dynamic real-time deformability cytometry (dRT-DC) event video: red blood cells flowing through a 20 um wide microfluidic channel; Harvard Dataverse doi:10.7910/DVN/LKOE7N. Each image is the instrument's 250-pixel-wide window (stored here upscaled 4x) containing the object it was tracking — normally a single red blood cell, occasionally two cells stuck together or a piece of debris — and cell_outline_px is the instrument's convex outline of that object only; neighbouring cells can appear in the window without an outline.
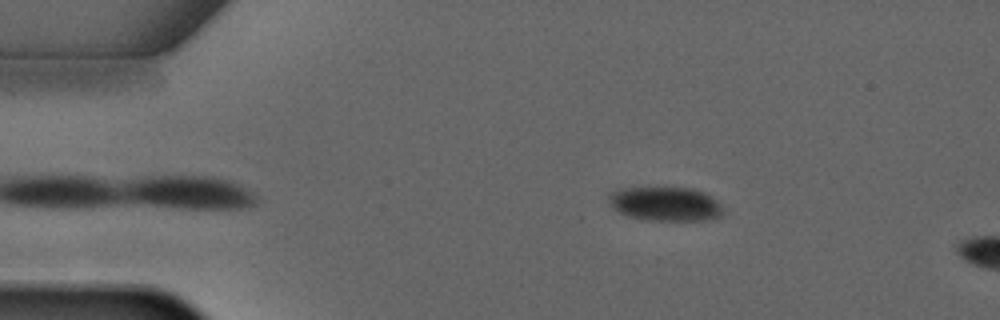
{"species": "common noctule bat (a hibernating species)", "species_latin": "Nyctalus noctula", "temperature_condition": "warm", "stored_images_in_passage": 4, "camera_frame_rate_fps": 3000, "um_per_image_px": 0.085, "animal": {"sex": "male", "forearm_length_mm": 52.5}, "frame": {"image": 1, "passage_image": 4, "time_ms": 4.0, "image_size_px": [1000, 320], "cell_outline_px": [[724, 212], [720, 216], [704, 220], [656, 220], [632, 216], [620, 212], [608, 200], [608, 192], [620, 188], [692, 188], [704, 192], [712, 196], [724, 208]], "centroid_in_image_um": [56.6, 17.31], "position_along_channel_um": 28.4, "area_um2": 22.43}}